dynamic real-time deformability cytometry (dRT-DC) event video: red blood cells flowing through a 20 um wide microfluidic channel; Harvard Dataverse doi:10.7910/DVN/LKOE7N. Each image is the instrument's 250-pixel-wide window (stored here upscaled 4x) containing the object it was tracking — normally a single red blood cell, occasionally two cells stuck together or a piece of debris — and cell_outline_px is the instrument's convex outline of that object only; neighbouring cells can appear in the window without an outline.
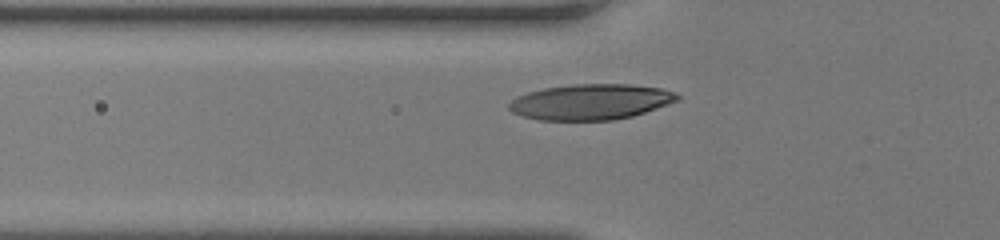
{"species": "human", "species_latin": "Homo sapiens", "temperature_condition": "room temperature", "stored_images_in_passage": 29, "camera_frame_rate_fps": 3000, "um_per_image_px": 0.085, "donor": {"sex": "female"}, "frame": {"image": 1, "passage_image": 5, "time_ms": 1.333, "image_size_px": [1000, 240], "cell_outline_px": [[680, 100], [632, 116], [612, 120], [540, 120], [524, 116], [512, 112], [508, 108], [508, 104], [516, 96], [528, 92], [544, 88], [576, 84], [632, 84], [660, 88], [676, 92], [680, 96]], "centroid_in_image_um": [50.22, 8.65], "position_along_channel_um": 75.6, "area_um2": 34.91}}
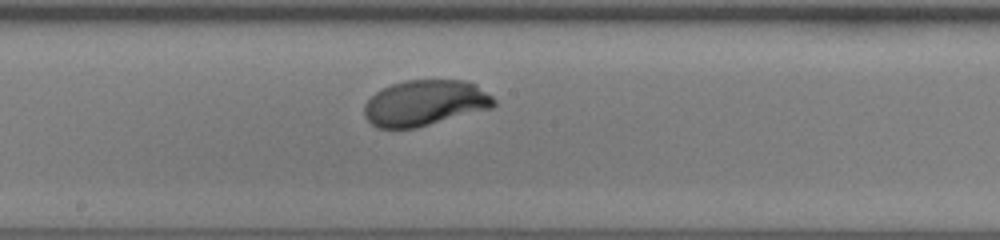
{"frame": {"image": 2, "passage_image": 15, "time_ms": 4.667, "image_size_px": [1000, 240], "cell_outline_px": [[496, 104], [492, 108], [416, 128], [376, 128], [364, 116], [364, 104], [376, 92], [392, 84], [408, 80], [464, 80], [476, 84], [492, 96], [496, 100]], "centroid_in_image_um": [36.14, 8.76], "position_along_channel_um": 212.1, "area_um2": 34.56}}
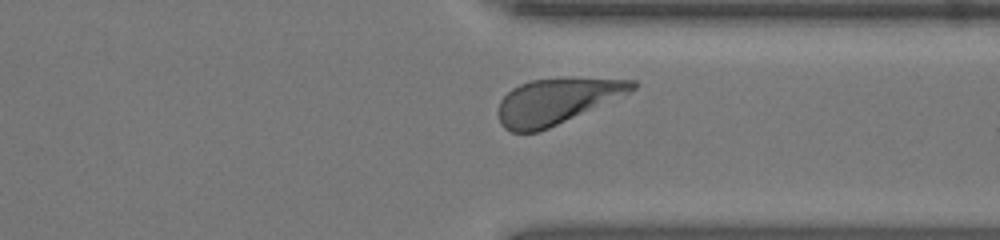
{"frame": {"image": 3, "passage_image": 26, "time_ms": 8.333, "image_size_px": [1000, 240], "cell_outline_px": [[640, 84], [636, 88], [628, 92], [540, 132], [512, 132], [504, 128], [496, 112], [500, 100], [512, 88], [520, 84], [532, 80], [564, 76], [572, 76], [636, 80]], "centroid_in_image_um": [47.29, 8.56], "position_along_channel_um": 364.1, "area_um2": 35.89}, "authors_computed_cell_mechanics": {"area_um2": 34.7956, "velocity_mm_per_s": 4.1191, "shape_relaxation_time_tau1_ms": 1.9191, "shape_relaxation_time_tau2_ms": null, "deformation_change_tau1": 0.1299, "deformation_change_tau2": null}}